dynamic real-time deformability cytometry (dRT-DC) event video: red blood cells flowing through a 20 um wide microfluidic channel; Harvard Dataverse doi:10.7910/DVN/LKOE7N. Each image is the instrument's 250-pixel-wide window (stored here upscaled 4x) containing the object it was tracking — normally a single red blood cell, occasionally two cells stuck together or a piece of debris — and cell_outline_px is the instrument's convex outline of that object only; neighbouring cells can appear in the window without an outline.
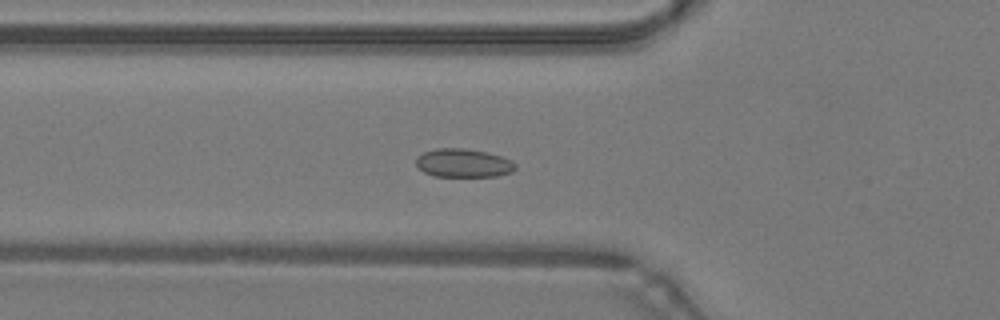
{"species": "common noctule bat (a hibernating species)", "species_latin": "Nyctalus noctula", "temperature_condition": "warm", "stored_images_in_passage": 26, "camera_frame_rate_fps": 3000, "um_per_image_px": 0.085, "animal": {"sex": "male", "body_mass_g": 19.2, "forearm_length_mm": 51.8}, "frame": {"image": 1, "passage_image": 8, "time_ms": 2.333, "image_size_px": [1000, 320], "cell_outline_px": [[516, 168], [512, 172], [496, 176], [432, 176], [424, 172], [416, 164], [416, 156], [424, 152], [436, 148], [464, 148], [488, 152], [512, 160], [516, 164]], "centroid_in_image_um": [39.39, 13.85], "position_along_channel_um": 86.4, "area_um2": 16.59}}
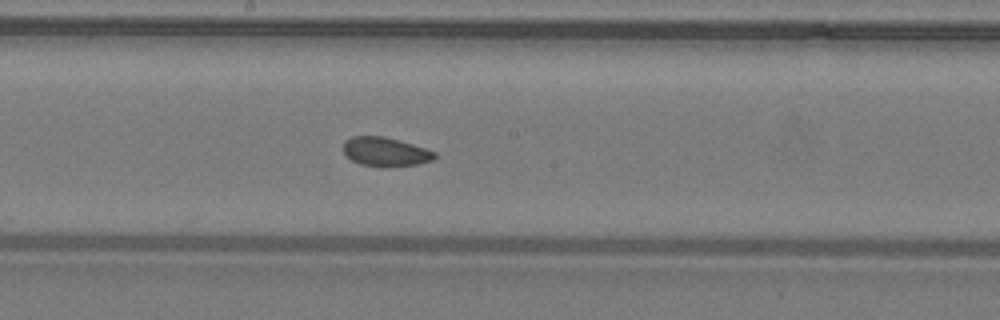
{"frame": {"image": 2, "passage_image": 17, "time_ms": 5.333, "image_size_px": [1000, 320], "cell_outline_px": [[436, 156], [432, 160], [416, 164], [388, 168], [380, 168], [360, 164], [352, 160], [344, 152], [344, 140], [352, 136], [384, 136], [412, 144], [436, 152]], "centroid_in_image_um": [32.74, 12.92], "position_along_channel_um": 215.5, "area_um2": 15.55}}
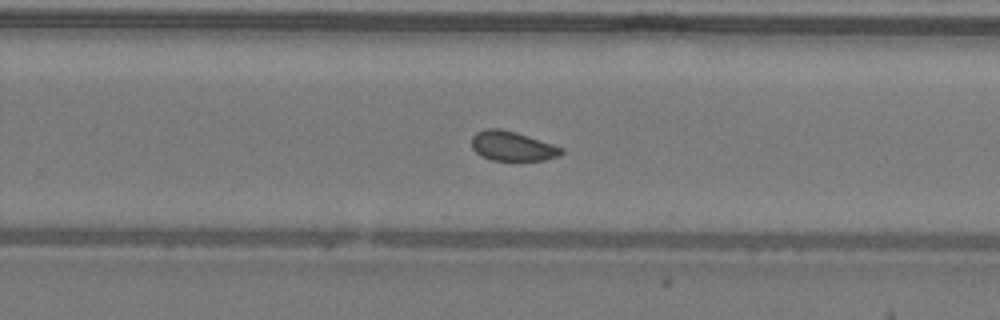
{"frame": {"image": 3, "passage_image": 22, "time_ms": 7.0, "image_size_px": [1000, 320], "cell_outline_px": [[564, 152], [560, 156], [544, 160], [492, 160], [480, 156], [472, 148], [472, 136], [476, 132], [488, 128], [500, 128], [516, 132], [564, 148]], "centroid_in_image_um": [43.55, 12.42], "position_along_channel_um": 286.3, "area_um2": 15.49}}